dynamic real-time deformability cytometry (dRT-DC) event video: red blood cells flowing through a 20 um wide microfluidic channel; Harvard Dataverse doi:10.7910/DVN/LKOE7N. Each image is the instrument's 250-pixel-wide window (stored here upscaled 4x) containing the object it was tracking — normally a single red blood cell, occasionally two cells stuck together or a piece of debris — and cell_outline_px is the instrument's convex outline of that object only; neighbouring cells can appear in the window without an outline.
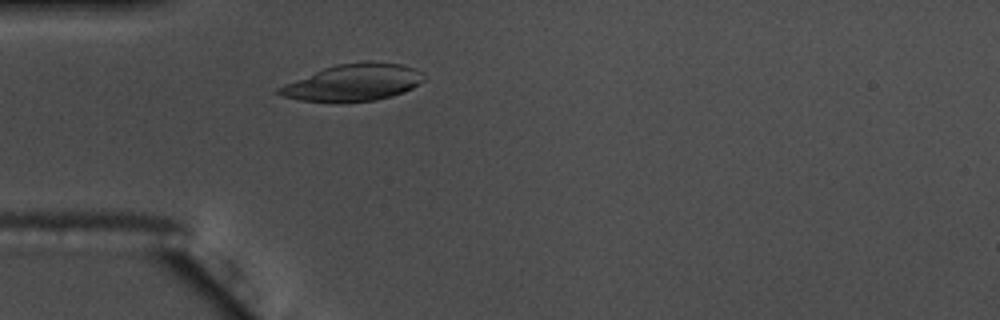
{"species": "common noctule bat (a hibernating species)", "species_latin": "Nyctalus noctula", "temperature_condition": "warm", "stored_images_in_passage": 7, "camera_frame_rate_fps": 3000, "um_per_image_px": 0.085, "animal": {"sex": "male", "body_mass_g": 17.5, "forearm_length_mm": 52.3}, "frame": {"image": 1, "passage_image": 1, "time_ms": 0.0, "image_size_px": [1000, 320], "cell_outline_px": [[424, 80], [412, 88], [404, 92], [376, 100], [340, 104], [300, 100], [280, 96], [276, 92], [276, 88], [284, 84], [324, 68], [336, 64], [400, 64], [416, 68], [424, 72]], "centroid_in_image_um": [29.98, 7.08], "position_along_channel_um": 55.0, "area_um2": 30.87}}